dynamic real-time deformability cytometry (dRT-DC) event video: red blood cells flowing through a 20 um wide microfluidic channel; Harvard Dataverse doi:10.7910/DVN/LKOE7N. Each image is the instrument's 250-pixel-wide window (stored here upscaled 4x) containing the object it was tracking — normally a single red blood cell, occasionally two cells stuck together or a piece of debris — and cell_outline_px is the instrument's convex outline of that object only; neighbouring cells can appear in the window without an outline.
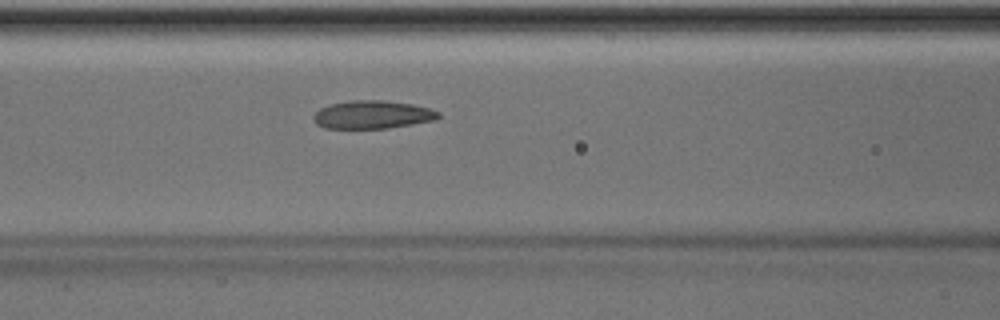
{"species": "Egyptian fruit bat (a non-hibernating species)", "species_latin": "Rousettus aegyptiacus", "temperature_condition": "room temperature", "stored_images_in_passage": 10, "camera_frame_rate_fps": 3000, "um_per_image_px": 0.085, "animal": {"sex": "male"}, "frame": {"image": 1, "passage_image": 7, "time_ms": 2.0, "image_size_px": [1000, 320], "cell_outline_px": [[440, 116], [436, 120], [388, 128], [324, 128], [316, 124], [312, 116], [320, 108], [328, 104], [352, 100], [384, 100], [412, 104], [428, 108], [440, 112]], "centroid_in_image_um": [31.64, 9.74], "position_along_channel_um": 135.0, "area_um2": 20.52}}